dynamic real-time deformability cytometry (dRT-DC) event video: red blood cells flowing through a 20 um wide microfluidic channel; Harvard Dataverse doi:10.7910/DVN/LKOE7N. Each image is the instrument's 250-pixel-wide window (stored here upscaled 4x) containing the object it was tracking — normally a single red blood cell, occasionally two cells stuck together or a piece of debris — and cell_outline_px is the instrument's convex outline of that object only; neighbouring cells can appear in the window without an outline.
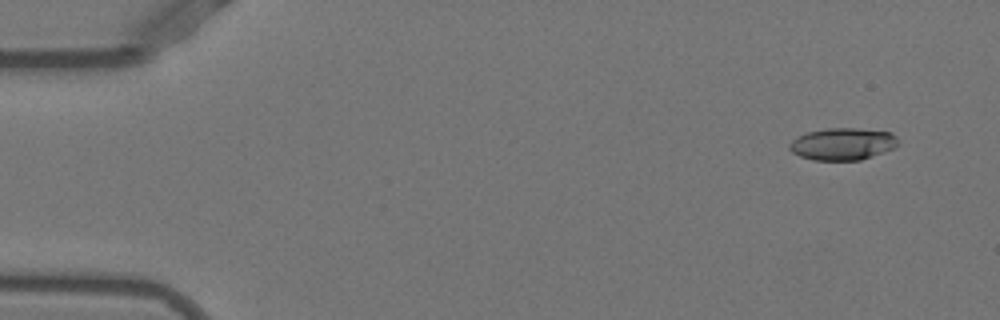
{"species": "Egyptian fruit bat (a non-hibernating species)", "species_latin": "Rousettus aegyptiacus", "temperature_condition": "warm", "stored_images_in_passage": 33, "camera_frame_rate_fps": 3000, "um_per_image_px": 0.085, "animal": {"sex": "female"}, "frame": {"image": 1, "passage_image": 4, "time_ms": 1.0, "image_size_px": [1000, 320], "cell_outline_px": [[900, 144], [896, 148], [860, 160], [812, 160], [800, 156], [792, 152], [788, 148], [788, 144], [796, 136], [808, 132], [828, 128], [856, 128], [892, 132], [896, 136]], "centroid_in_image_um": [71.64, 12.23], "position_along_channel_um": 13.4, "area_um2": 20.58}}
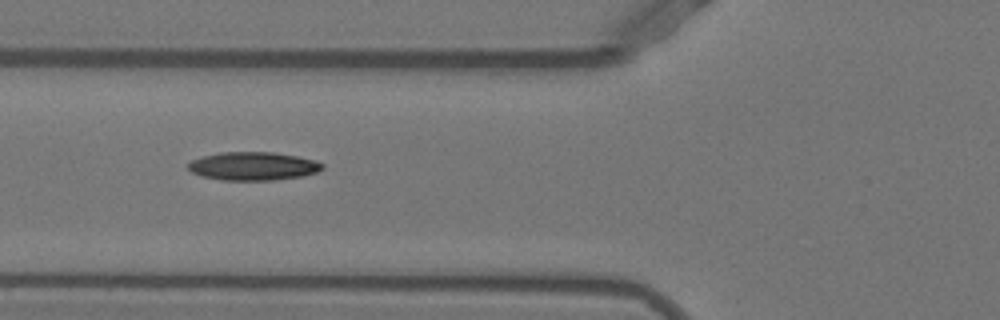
{"frame": {"image": 2, "passage_image": 20, "time_ms": 6.333, "image_size_px": [1000, 320], "cell_outline_px": [[324, 168], [316, 172], [304, 176], [272, 180], [224, 180], [200, 176], [192, 172], [188, 168], [188, 164], [192, 160], [204, 156], [220, 152], [272, 152], [296, 156], [316, 160], [324, 164]], "centroid_in_image_um": [21.54, 14.12], "position_along_channel_um": 104.3, "area_um2": 22.14}}
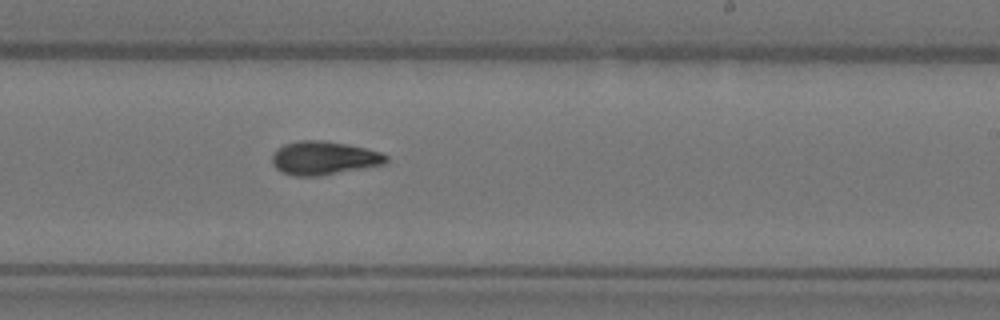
{"frame": {"image": 3, "passage_image": 32, "time_ms": 10.333, "image_size_px": [1000, 320], "cell_outline_px": [[388, 160], [384, 164], [320, 176], [296, 176], [280, 172], [272, 164], [272, 152], [276, 148], [284, 144], [300, 140], [324, 140], [348, 144], [368, 148], [380, 152], [388, 156]], "centroid_in_image_um": [27.5, 13.42], "position_along_channel_um": 261.5, "area_um2": 22.54}}